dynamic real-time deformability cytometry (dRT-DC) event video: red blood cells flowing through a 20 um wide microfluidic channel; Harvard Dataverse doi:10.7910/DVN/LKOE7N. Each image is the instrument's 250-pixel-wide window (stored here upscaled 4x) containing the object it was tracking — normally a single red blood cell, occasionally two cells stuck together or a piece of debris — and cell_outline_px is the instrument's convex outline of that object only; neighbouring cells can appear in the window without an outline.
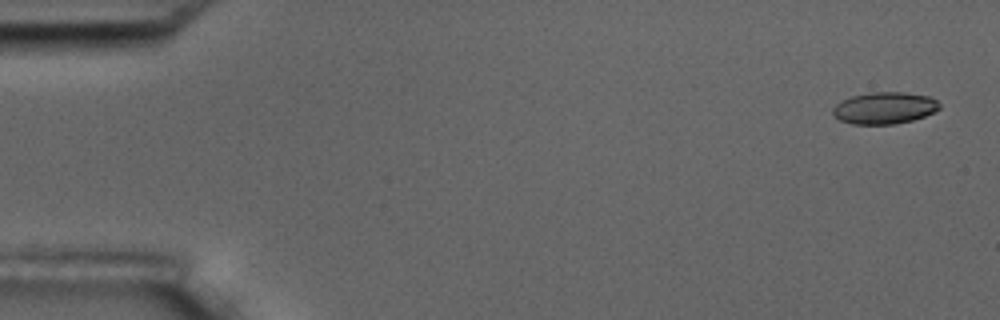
{"species": "common noctule bat (a hibernating species)", "species_latin": "Nyctalus noctula", "temperature_condition": "room temperature", "stored_images_in_passage": 15, "camera_frame_rate_fps": 3000, "um_per_image_px": 0.085, "animal": {"sex": "male", "body_mass_g": 17.5, "forearm_length_mm": 52.3}, "frame": {"image": 1, "passage_image": 1, "time_ms": 0.0, "image_size_px": [1000, 320], "cell_outline_px": [[940, 108], [936, 112], [912, 120], [896, 124], [852, 124], [840, 120], [832, 112], [832, 108], [836, 104], [852, 96], [872, 92], [904, 92], [928, 96], [936, 100], [940, 104]], "centroid_in_image_um": [75.2, 9.18], "position_along_channel_um": 9.8, "area_um2": 19.71}}
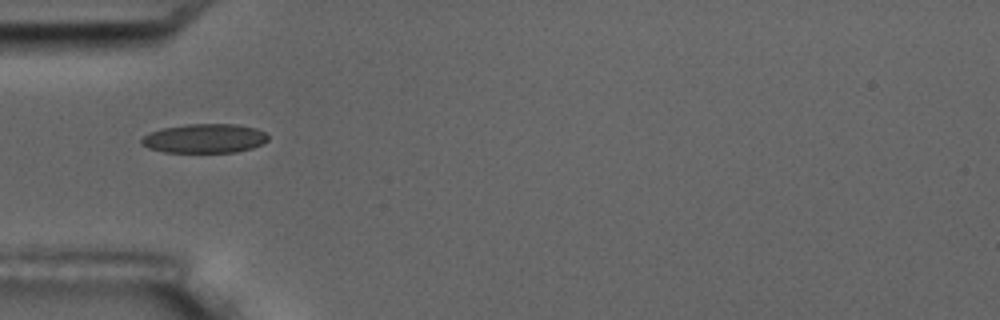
{"frame": {"image": 2, "passage_image": 5, "time_ms": 5.333, "image_size_px": [1000, 320], "cell_outline_px": [[268, 140], [252, 148], [236, 152], [164, 152], [148, 148], [140, 144], [140, 140], [148, 132], [160, 128], [188, 124], [236, 124], [256, 128], [264, 132], [268, 136]], "centroid_in_image_um": [17.35, 11.76], "position_along_channel_um": 67.7, "area_um2": 21.62}}
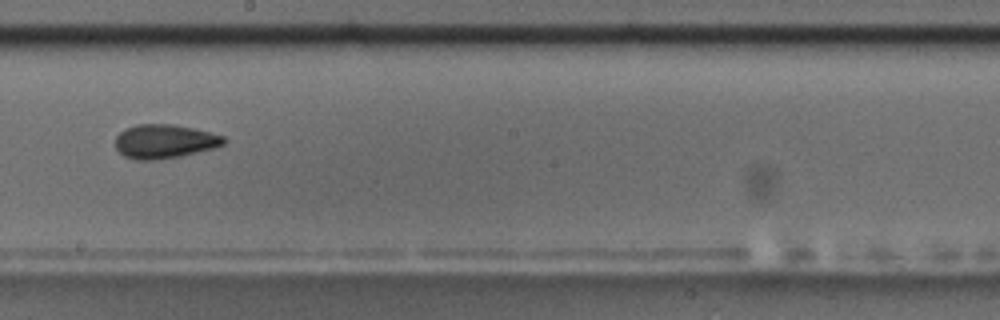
{"frame": {"image": 3, "passage_image": 9, "time_ms": 10.0, "image_size_px": [1000, 320], "cell_outline_px": [[228, 140], [224, 144], [212, 148], [180, 156], [152, 160], [136, 160], [124, 156], [116, 148], [116, 136], [124, 128], [136, 124], [172, 124], [192, 128], [224, 136]], "centroid_in_image_um": [13.96, 12.01], "position_along_channel_um": 234.2, "area_um2": 21.33}, "authors_computed_cell_mechanics": {"area_um2": 20.5768, "velocity_mm_per_s": 3.5773, "shape_relaxation_time_tau1_ms": 4.2907, "shape_relaxation_time_tau2_ms": 1.5562, "deformation_change_tau1": 0.1167, "deformation_change_tau2": 0.0497}}